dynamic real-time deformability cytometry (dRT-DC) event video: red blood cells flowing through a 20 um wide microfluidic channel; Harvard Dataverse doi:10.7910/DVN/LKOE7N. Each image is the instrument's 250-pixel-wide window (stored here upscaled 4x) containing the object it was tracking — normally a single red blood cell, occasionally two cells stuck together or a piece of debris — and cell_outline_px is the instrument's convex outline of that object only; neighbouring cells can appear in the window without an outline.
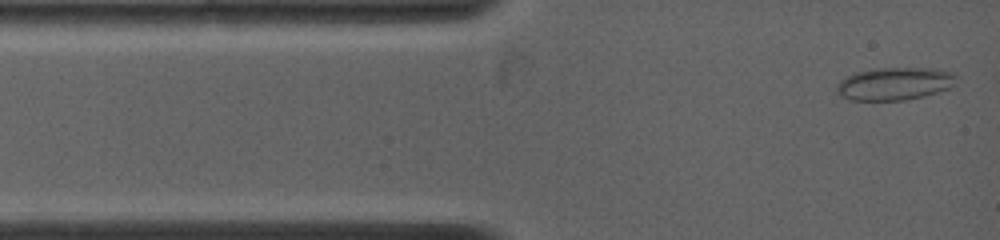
{"species": "common noctule bat (a hibernating species)", "species_latin": "Nyctalus noctula", "temperature_condition": "warm", "stored_images_in_passage": 11, "camera_frame_rate_fps": 4500, "um_per_image_px": 0.085, "animal": {"sex": "female", "body_mass_g": 19.0, "forearm_length_mm": 53.3}, "frame": {"image": 1, "passage_image": 1, "time_ms": 0.0, "image_size_px": [1000, 240], "cell_outline_px": [[960, 76], [948, 88], [924, 96], [904, 100], [848, 100], [836, 92], [836, 84], [844, 76], [856, 72], [872, 68], [932, 68], [952, 72]], "centroid_in_image_um": [76.0, 7.1], "position_along_channel_um": 9.0, "area_um2": 23.0}}
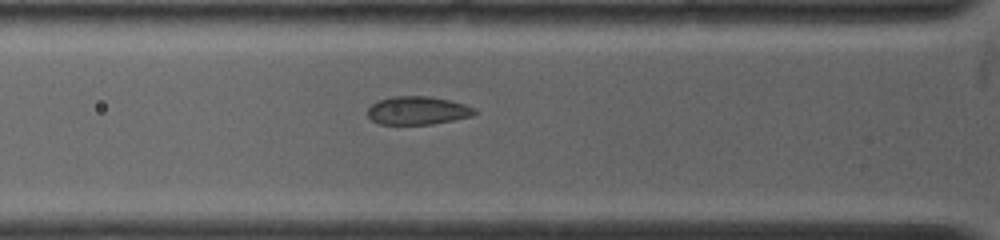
{"frame": {"image": 2, "passage_image": 8, "time_ms": 3.111, "image_size_px": [1000, 240], "cell_outline_px": [[476, 112], [472, 116], [432, 124], [380, 124], [372, 120], [368, 116], [368, 108], [372, 104], [380, 100], [392, 96], [428, 96], [448, 100], [464, 104], [476, 108]], "centroid_in_image_um": [35.5, 9.39], "position_along_channel_um": 90.3, "area_um2": 17.46}}
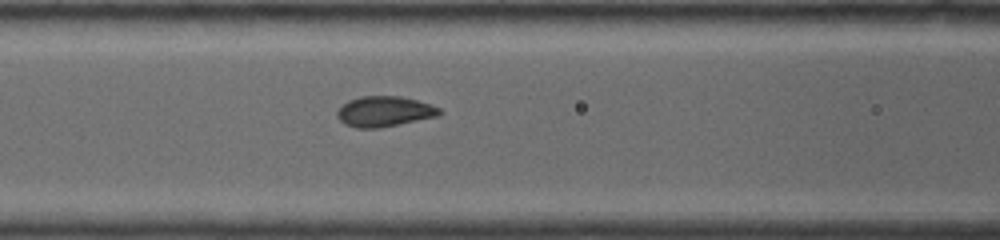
{"frame": {"image": 3, "passage_image": 10, "time_ms": 4.222, "image_size_px": [1000, 240], "cell_outline_px": [[444, 112], [440, 116], [380, 128], [356, 128], [344, 124], [336, 116], [336, 112], [348, 100], [360, 96], [400, 96], [432, 104], [440, 108]], "centroid_in_image_um": [32.71, 9.48], "position_along_channel_um": 133.9, "area_um2": 18.38}}